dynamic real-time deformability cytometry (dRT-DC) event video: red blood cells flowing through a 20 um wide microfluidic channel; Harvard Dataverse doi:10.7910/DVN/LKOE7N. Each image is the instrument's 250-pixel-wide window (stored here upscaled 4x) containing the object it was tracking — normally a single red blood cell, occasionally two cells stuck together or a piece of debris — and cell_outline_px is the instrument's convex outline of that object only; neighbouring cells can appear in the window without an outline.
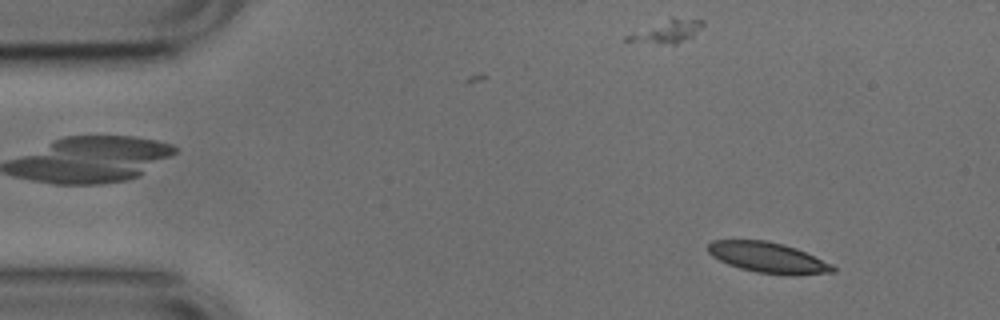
{"species": "common noctule bat (a hibernating species)", "species_latin": "Nyctalus noctula", "temperature_condition": "cold", "stored_images_in_passage": 52, "camera_frame_rate_fps": 3000, "um_per_image_px": 0.085, "animal": {"sex": "male", "body_mass_g": 17.9, "forearm_length_mm": 54.2}, "frame": {"image": 1, "passage_image": 5, "time_ms": 1.333, "image_size_px": [1000, 320], "cell_outline_px": [[836, 272], [756, 272], [740, 268], [728, 264], [712, 256], [708, 252], [708, 244], [712, 240], [764, 240], [784, 244], [796, 248], [832, 264], [836, 268]], "centroid_in_image_um": [65.18, 21.83], "position_along_channel_um": 19.8, "area_um2": 21.15}}
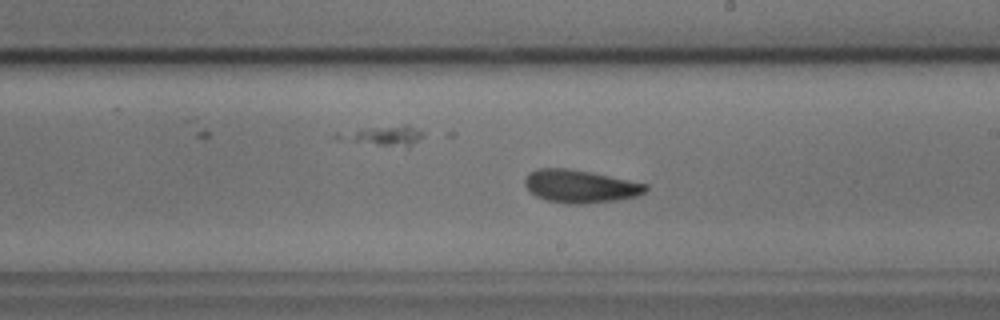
{"frame": {"image": 2, "passage_image": 29, "time_ms": 9.333, "image_size_px": [1000, 320], "cell_outline_px": [[648, 188], [644, 192], [636, 196], [616, 200], [584, 204], [564, 204], [548, 200], [536, 196], [524, 184], [524, 180], [528, 172], [536, 168], [568, 168], [592, 172], [648, 184]], "centroid_in_image_um": [49.3, 15.82], "position_along_channel_um": 239.7, "area_um2": 23.24}}
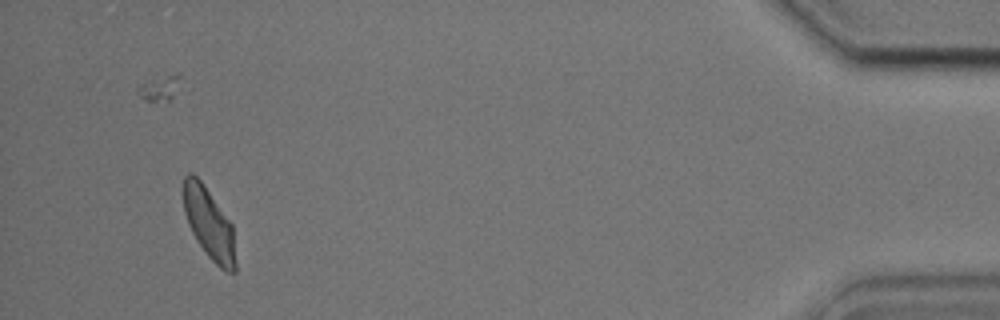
{"frame": {"image": 3, "passage_image": 49, "time_ms": 16.0, "image_size_px": [1000, 320], "cell_outline_px": [[236, 272], [228, 272], [220, 268], [208, 256], [196, 240], [188, 224], [184, 212], [184, 176], [188, 172], [192, 172], [200, 180], [232, 224], [236, 264]], "centroid_in_image_um": [17.77, 19.02], "position_along_channel_um": 417.4, "area_um2": 21.33}, "authors_computed_cell_mechanics": {"area_um2": 22.7443, "velocity_mm_per_s": 3.7633, "shape_relaxation_time_tau1_ms": 2.813, "shape_relaxation_time_tau2_ms": 2.4367, "deformation_change_tau1": 0.1089, "deformation_change_tau2": 0.0965}}